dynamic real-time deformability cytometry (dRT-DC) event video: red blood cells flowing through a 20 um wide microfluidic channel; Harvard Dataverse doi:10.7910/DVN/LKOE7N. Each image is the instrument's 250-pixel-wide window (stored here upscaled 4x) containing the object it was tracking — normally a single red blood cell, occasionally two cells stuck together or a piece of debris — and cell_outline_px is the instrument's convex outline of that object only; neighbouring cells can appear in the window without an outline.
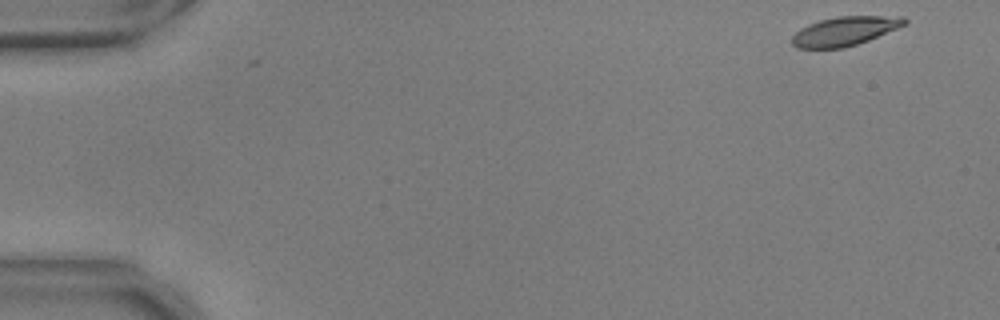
{"species": "common noctule bat (a hibernating species)", "species_latin": "Nyctalus noctula", "temperature_condition": "warm", "stored_images_in_passage": 53, "camera_frame_rate_fps": 3000, "um_per_image_px": 0.085, "animal": {"sex": "male", "body_mass_g": 17.9, "forearm_length_mm": 54.2}, "frame": {"image": 1, "passage_image": 1, "time_ms": 0.0, "image_size_px": [1000, 320], "cell_outline_px": [[908, 24], [868, 40], [844, 48], [796, 48], [792, 44], [792, 36], [800, 28], [808, 24], [820, 20], [836, 16], [904, 16], [908, 20]], "centroid_in_image_um": [71.82, 2.63], "position_along_channel_um": 13.2, "area_um2": 19.13}}
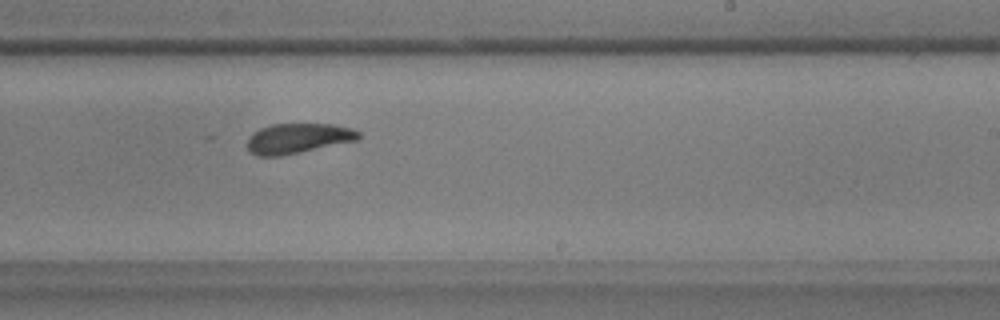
{"frame": {"image": 2, "passage_image": 32, "time_ms": 10.333, "image_size_px": [1000, 320], "cell_outline_px": [[360, 140], [280, 156], [256, 156], [248, 152], [248, 136], [252, 132], [260, 128], [272, 124], [332, 124], [352, 128], [360, 132]], "centroid_in_image_um": [25.32, 11.76], "position_along_channel_um": 263.7, "area_um2": 19.71}}
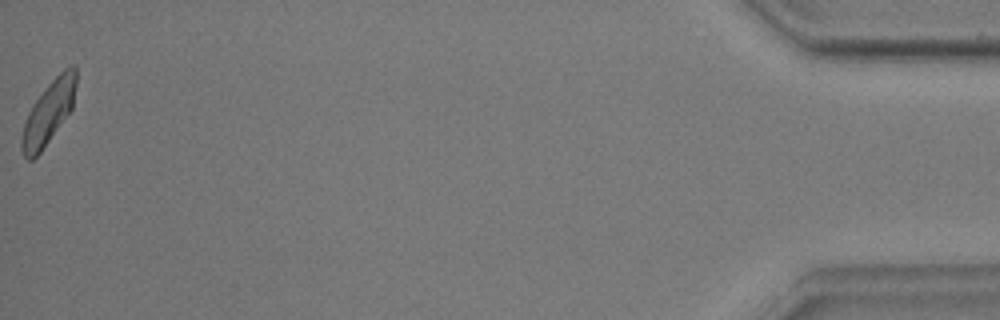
{"frame": {"image": 3, "passage_image": 53, "time_ms": 17.333, "image_size_px": [1000, 320], "cell_outline_px": [[76, 84], [72, 108], [40, 152], [32, 160], [28, 160], [24, 156], [20, 148], [20, 140], [24, 124], [28, 112], [32, 104], [44, 88], [64, 68], [72, 64], [76, 64]], "centroid_in_image_um": [4.11, 9.54], "position_along_channel_um": 431.1, "area_um2": 19.83}, "authors_computed_cell_mechanics": {"area_um2": 20.23, "velocity_mm_per_s": 3.6951, "shape_relaxation_time_tau1_ms": null, "shape_relaxation_time_tau2_ms": 2.5488, "deformation_change_tau1": null, "deformation_change_tau2": 0.0856}}